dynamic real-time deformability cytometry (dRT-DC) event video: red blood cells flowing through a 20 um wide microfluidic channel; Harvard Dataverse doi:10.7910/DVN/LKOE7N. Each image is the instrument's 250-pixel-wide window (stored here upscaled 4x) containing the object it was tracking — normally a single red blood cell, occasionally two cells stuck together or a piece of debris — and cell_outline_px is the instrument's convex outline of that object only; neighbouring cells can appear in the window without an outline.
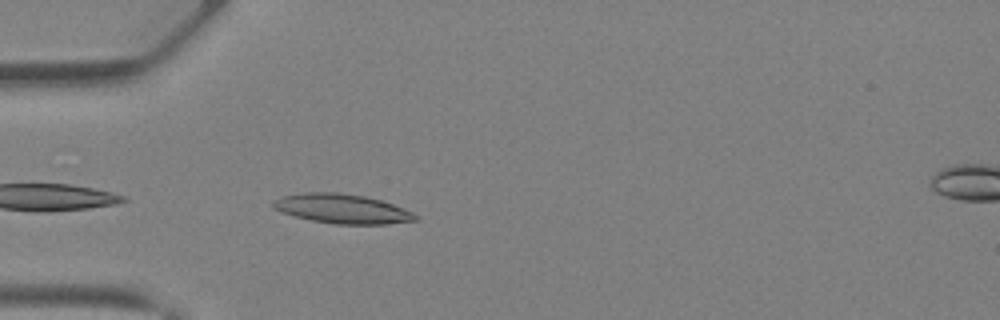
{"species": "Egyptian fruit bat (a non-hibernating species)", "species_latin": "Rousettus aegyptiacus", "temperature_condition": "warm", "stored_images_in_passage": 29, "camera_frame_rate_fps": 3000, "um_per_image_px": 0.085, "animal": {"sex": "female"}, "frame": {"image": 1, "passage_image": 1, "time_ms": 0.0, "image_size_px": [1000, 320], "cell_outline_px": [[416, 220], [388, 224], [332, 224], [312, 220], [280, 212], [272, 208], [272, 200], [280, 196], [304, 192], [336, 192], [364, 196], [380, 200], [392, 204], [412, 212], [416, 216]], "centroid_in_image_um": [29.0, 17.74], "position_along_channel_um": 56.0, "area_um2": 24.33}}
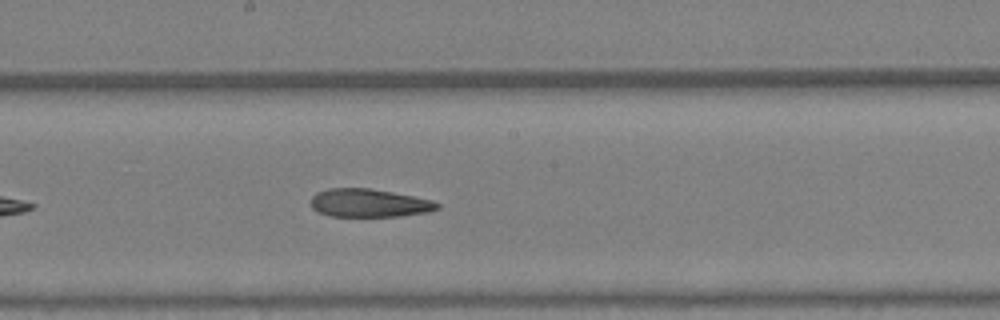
{"frame": {"image": 2, "passage_image": 11, "time_ms": 3.333, "image_size_px": [1000, 320], "cell_outline_px": [[440, 208], [428, 212], [400, 216], [328, 216], [316, 212], [312, 208], [312, 196], [316, 192], [328, 188], [368, 188], [392, 192], [432, 200], [440, 204]], "centroid_in_image_um": [31.35, 17.26], "position_along_channel_um": 216.8, "area_um2": 20.81}}
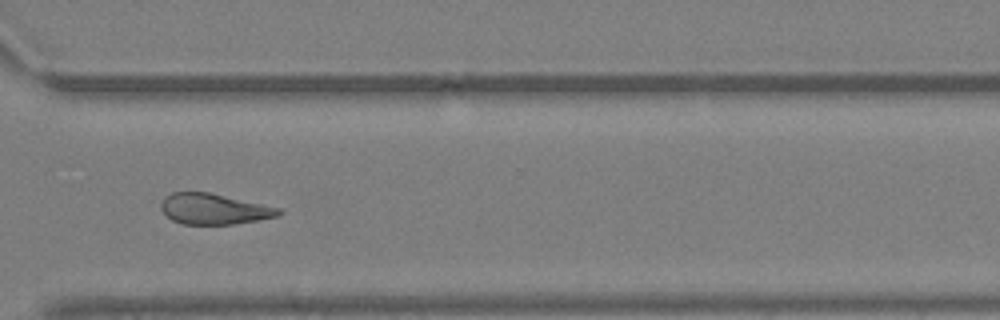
{"frame": {"image": 3, "passage_image": 19, "time_ms": 6.0, "image_size_px": [1000, 320], "cell_outline_px": [[284, 212], [280, 216], [232, 224], [180, 224], [172, 220], [160, 208], [160, 204], [164, 196], [172, 192], [208, 192], [280, 208]], "centroid_in_image_um": [18.17, 17.76], "position_along_channel_um": 352.4, "area_um2": 20.98}}